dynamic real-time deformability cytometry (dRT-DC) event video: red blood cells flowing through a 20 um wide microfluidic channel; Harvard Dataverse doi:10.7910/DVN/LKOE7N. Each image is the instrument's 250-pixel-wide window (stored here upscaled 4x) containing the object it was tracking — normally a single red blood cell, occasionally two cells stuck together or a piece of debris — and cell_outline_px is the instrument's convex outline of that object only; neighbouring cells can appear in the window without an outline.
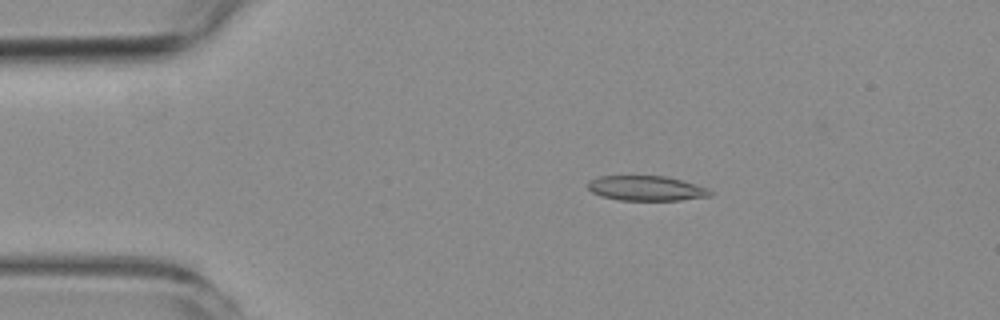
{"species": "common noctule bat (a hibernating species)", "species_latin": "Nyctalus noctula", "temperature_condition": "room temperature", "stored_images_in_passage": 3, "camera_frame_rate_fps": 3000, "um_per_image_px": 0.085, "animal": {"sex": "female", "body_mass_g": 19.3, "forearm_length_mm": 54.1}, "frame": {"image": 1, "passage_image": 2, "time_ms": 1.333, "image_size_px": [1000, 320], "cell_outline_px": [[712, 196], [680, 200], [620, 200], [600, 196], [592, 192], [588, 188], [588, 180], [600, 176], [664, 176], [680, 180], [708, 188], [712, 192]], "centroid_in_image_um": [54.91, 16.01], "position_along_channel_um": 30.1, "area_um2": 17.69}}